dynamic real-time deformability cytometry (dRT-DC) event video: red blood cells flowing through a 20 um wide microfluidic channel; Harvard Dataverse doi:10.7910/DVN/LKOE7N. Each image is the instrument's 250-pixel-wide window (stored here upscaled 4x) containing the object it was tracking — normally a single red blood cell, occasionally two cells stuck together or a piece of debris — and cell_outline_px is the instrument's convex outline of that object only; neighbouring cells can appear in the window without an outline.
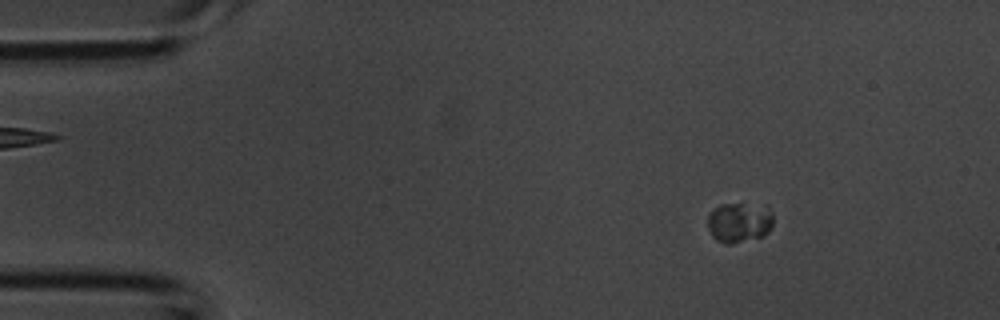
{"species": "common noctule bat (a hibernating species)", "species_latin": "Nyctalus noctula", "temperature_condition": "room temperature", "stored_images_in_passage": 37, "camera_frame_rate_fps": 3000, "um_per_image_px": 0.085, "animal": {"sex": "male", "body_mass_g": 20.1, "forearm_length_mm": 53.5}, "frame": {"image": 1, "passage_image": 3, "time_ms": 0.667, "image_size_px": [1000, 320], "cell_outline_px": [[772, 228], [764, 236], [732, 244], [728, 244], [716, 240], [712, 236], [708, 228], [708, 212], [720, 204], [768, 204], [772, 212]], "centroid_in_image_um": [62.86, 18.89], "position_along_channel_um": 22.1, "area_um2": 15.72}}
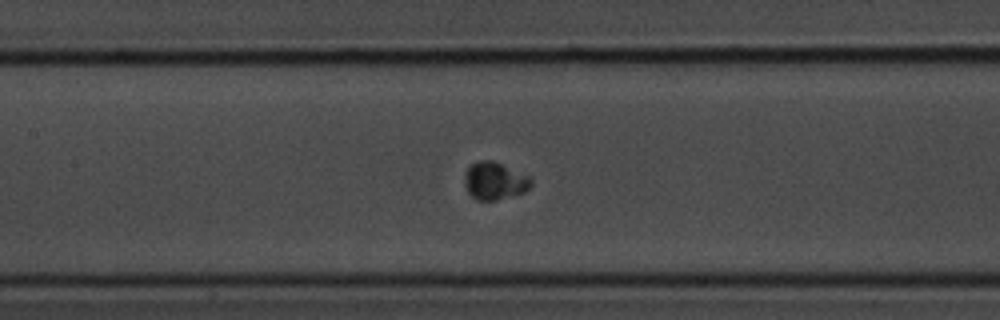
{"frame": {"image": 2, "passage_image": 16, "time_ms": 5.0, "image_size_px": [1000, 320], "cell_outline_px": [[532, 184], [524, 192], [516, 196], [496, 200], [476, 200], [468, 192], [464, 180], [464, 176], [468, 168], [472, 164], [480, 160], [492, 160], [528, 176], [532, 180]], "centroid_in_image_um": [42.05, 15.4], "position_along_channel_um": 165.4, "area_um2": 14.45}}
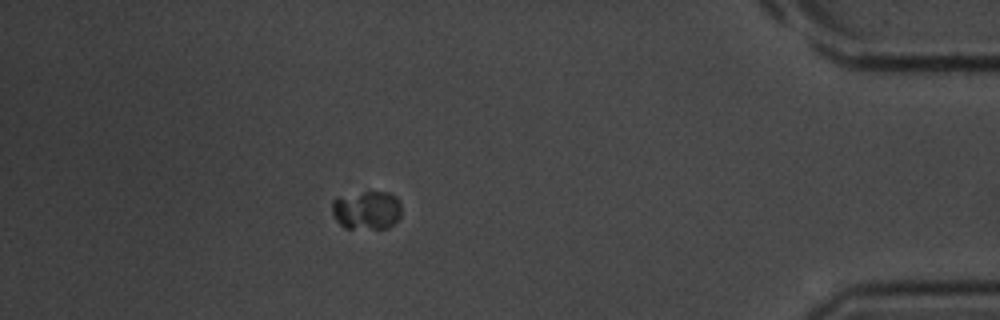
{"frame": {"image": 3, "passage_image": 33, "time_ms": 10.667, "image_size_px": [1000, 320], "cell_outline_px": [[400, 216], [388, 228], [344, 228], [336, 220], [332, 212], [332, 200], [364, 192], [388, 192], [396, 196], [400, 204]], "centroid_in_image_um": [31.18, 17.87], "position_along_channel_um": 404.0, "area_um2": 15.32}}